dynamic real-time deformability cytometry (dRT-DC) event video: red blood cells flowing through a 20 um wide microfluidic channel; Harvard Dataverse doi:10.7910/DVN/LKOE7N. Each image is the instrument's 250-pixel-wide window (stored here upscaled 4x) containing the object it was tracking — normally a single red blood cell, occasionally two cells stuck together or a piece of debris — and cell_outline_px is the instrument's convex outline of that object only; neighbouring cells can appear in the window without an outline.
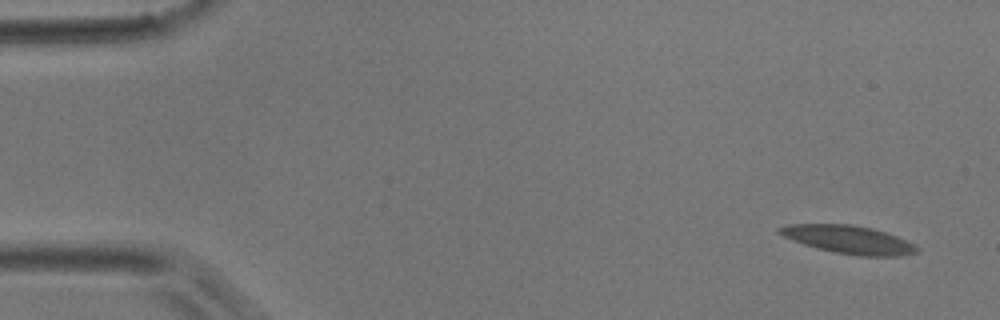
{"species": "common noctule bat (a hibernating species)", "species_latin": "Nyctalus noctula", "temperature_condition": "room temperature", "stored_images_in_passage": 5, "camera_frame_rate_fps": 3000, "um_per_image_px": 0.085, "animal": {"sex": "male", "body_mass_g": 17.9}, "frame": {"image": 1, "passage_image": 1, "time_ms": 0.0, "image_size_px": [1000, 320], "cell_outline_px": [[920, 252], [900, 256], [856, 256], [816, 248], [792, 240], [776, 232], [776, 228], [788, 224], [852, 224], [872, 228], [896, 236], [916, 244], [920, 248]], "centroid_in_image_um": [72.15, 20.37], "position_along_channel_um": 12.8, "area_um2": 22.66}}